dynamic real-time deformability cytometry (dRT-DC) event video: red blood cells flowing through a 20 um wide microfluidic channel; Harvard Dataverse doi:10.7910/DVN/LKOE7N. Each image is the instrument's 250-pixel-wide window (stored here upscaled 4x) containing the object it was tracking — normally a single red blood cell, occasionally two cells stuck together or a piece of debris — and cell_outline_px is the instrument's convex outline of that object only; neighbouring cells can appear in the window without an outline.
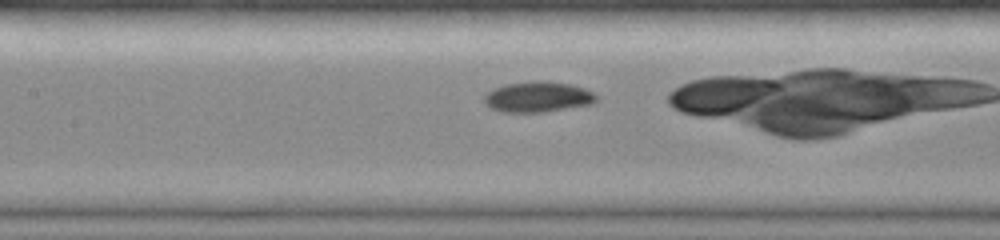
{"species": "common noctule bat (a hibernating species)", "species_latin": "Nyctalus noctula", "temperature_condition": "room temperature", "stored_images_in_passage": 32, "camera_frame_rate_fps": 3000, "um_per_image_px": 0.085, "animal": {"sex": "female", "body_mass_g": 19.0, "forearm_length_mm": 51.5}, "frame": {"image": 1, "passage_image": 15, "time_ms": 4.667, "image_size_px": [1000, 240], "cell_outline_px": [[596, 100], [592, 104], [544, 112], [500, 112], [484, 104], [484, 96], [492, 88], [504, 84], [536, 80], [540, 80], [568, 84], [584, 88], [592, 92], [596, 96]], "centroid_in_image_um": [45.67, 8.23], "position_along_channel_um": 161.7, "area_um2": 20.0}}
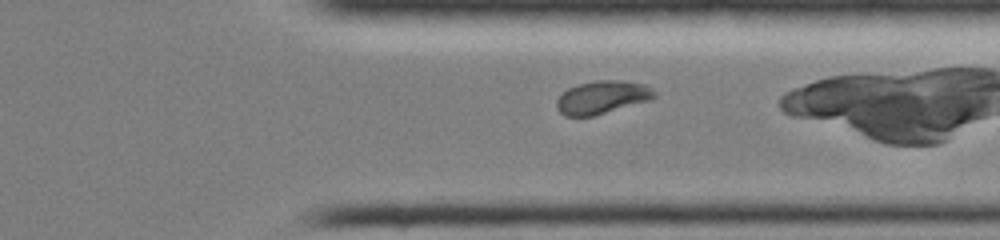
{"frame": {"image": 2, "passage_image": 29, "time_ms": 9.333, "image_size_px": [1000, 240], "cell_outline_px": [[656, 96], [648, 100], [592, 116], [564, 116], [556, 108], [556, 100], [568, 88], [576, 84], [596, 80], [620, 80], [644, 84], [652, 88], [656, 92]], "centroid_in_image_um": [51.15, 8.26], "position_along_channel_um": 360.2, "area_um2": 18.67}}